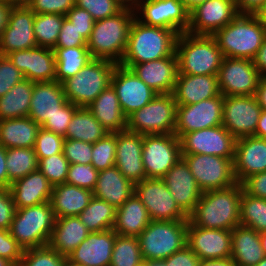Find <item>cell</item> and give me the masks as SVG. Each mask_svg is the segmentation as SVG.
<instances>
[{
  "mask_svg": "<svg viewBox=\"0 0 266 266\" xmlns=\"http://www.w3.org/2000/svg\"><path fill=\"white\" fill-rule=\"evenodd\" d=\"M2 2L11 5L12 7L27 6L30 0H1Z\"/></svg>",
  "mask_w": 266,
  "mask_h": 266,
  "instance_id": "obj_71",
  "label": "cell"
},
{
  "mask_svg": "<svg viewBox=\"0 0 266 266\" xmlns=\"http://www.w3.org/2000/svg\"><path fill=\"white\" fill-rule=\"evenodd\" d=\"M164 261L165 266H198L199 257L186 245Z\"/></svg>",
  "mask_w": 266,
  "mask_h": 266,
  "instance_id": "obj_61",
  "label": "cell"
},
{
  "mask_svg": "<svg viewBox=\"0 0 266 266\" xmlns=\"http://www.w3.org/2000/svg\"><path fill=\"white\" fill-rule=\"evenodd\" d=\"M242 185L237 183L222 190L203 192L188 220L208 229L233 230L240 225Z\"/></svg>",
  "mask_w": 266,
  "mask_h": 266,
  "instance_id": "obj_1",
  "label": "cell"
},
{
  "mask_svg": "<svg viewBox=\"0 0 266 266\" xmlns=\"http://www.w3.org/2000/svg\"><path fill=\"white\" fill-rule=\"evenodd\" d=\"M252 61L261 77H266V36Z\"/></svg>",
  "mask_w": 266,
  "mask_h": 266,
  "instance_id": "obj_63",
  "label": "cell"
},
{
  "mask_svg": "<svg viewBox=\"0 0 266 266\" xmlns=\"http://www.w3.org/2000/svg\"><path fill=\"white\" fill-rule=\"evenodd\" d=\"M137 266H146V261H143L142 263H140L139 265Z\"/></svg>",
  "mask_w": 266,
  "mask_h": 266,
  "instance_id": "obj_78",
  "label": "cell"
},
{
  "mask_svg": "<svg viewBox=\"0 0 266 266\" xmlns=\"http://www.w3.org/2000/svg\"><path fill=\"white\" fill-rule=\"evenodd\" d=\"M135 15L145 25L171 29L178 35L189 28V12L179 0H141Z\"/></svg>",
  "mask_w": 266,
  "mask_h": 266,
  "instance_id": "obj_15",
  "label": "cell"
},
{
  "mask_svg": "<svg viewBox=\"0 0 266 266\" xmlns=\"http://www.w3.org/2000/svg\"><path fill=\"white\" fill-rule=\"evenodd\" d=\"M55 219L51 202L16 209L9 231L24 250L43 247L49 244Z\"/></svg>",
  "mask_w": 266,
  "mask_h": 266,
  "instance_id": "obj_6",
  "label": "cell"
},
{
  "mask_svg": "<svg viewBox=\"0 0 266 266\" xmlns=\"http://www.w3.org/2000/svg\"><path fill=\"white\" fill-rule=\"evenodd\" d=\"M161 179L179 208L189 216L203 192L198 187L186 161L181 157Z\"/></svg>",
  "mask_w": 266,
  "mask_h": 266,
  "instance_id": "obj_24",
  "label": "cell"
},
{
  "mask_svg": "<svg viewBox=\"0 0 266 266\" xmlns=\"http://www.w3.org/2000/svg\"><path fill=\"white\" fill-rule=\"evenodd\" d=\"M135 11L123 8L119 13L96 21L87 48L92 58L119 64L124 56Z\"/></svg>",
  "mask_w": 266,
  "mask_h": 266,
  "instance_id": "obj_3",
  "label": "cell"
},
{
  "mask_svg": "<svg viewBox=\"0 0 266 266\" xmlns=\"http://www.w3.org/2000/svg\"><path fill=\"white\" fill-rule=\"evenodd\" d=\"M239 14L235 0H207L189 13L188 33L213 35Z\"/></svg>",
  "mask_w": 266,
  "mask_h": 266,
  "instance_id": "obj_20",
  "label": "cell"
},
{
  "mask_svg": "<svg viewBox=\"0 0 266 266\" xmlns=\"http://www.w3.org/2000/svg\"><path fill=\"white\" fill-rule=\"evenodd\" d=\"M240 225L259 233L266 232V199L248 195L242 190Z\"/></svg>",
  "mask_w": 266,
  "mask_h": 266,
  "instance_id": "obj_43",
  "label": "cell"
},
{
  "mask_svg": "<svg viewBox=\"0 0 266 266\" xmlns=\"http://www.w3.org/2000/svg\"><path fill=\"white\" fill-rule=\"evenodd\" d=\"M89 233L78 216L56 218L48 245L59 254L67 257L88 237Z\"/></svg>",
  "mask_w": 266,
  "mask_h": 266,
  "instance_id": "obj_35",
  "label": "cell"
},
{
  "mask_svg": "<svg viewBox=\"0 0 266 266\" xmlns=\"http://www.w3.org/2000/svg\"><path fill=\"white\" fill-rule=\"evenodd\" d=\"M134 193L154 221H188V216L179 208L167 185L159 178H146L136 183Z\"/></svg>",
  "mask_w": 266,
  "mask_h": 266,
  "instance_id": "obj_12",
  "label": "cell"
},
{
  "mask_svg": "<svg viewBox=\"0 0 266 266\" xmlns=\"http://www.w3.org/2000/svg\"><path fill=\"white\" fill-rule=\"evenodd\" d=\"M142 262L138 238L116 234L110 266H137Z\"/></svg>",
  "mask_w": 266,
  "mask_h": 266,
  "instance_id": "obj_45",
  "label": "cell"
},
{
  "mask_svg": "<svg viewBox=\"0 0 266 266\" xmlns=\"http://www.w3.org/2000/svg\"><path fill=\"white\" fill-rule=\"evenodd\" d=\"M233 165L237 183L266 171V139L256 136L236 139Z\"/></svg>",
  "mask_w": 266,
  "mask_h": 266,
  "instance_id": "obj_27",
  "label": "cell"
},
{
  "mask_svg": "<svg viewBox=\"0 0 266 266\" xmlns=\"http://www.w3.org/2000/svg\"><path fill=\"white\" fill-rule=\"evenodd\" d=\"M115 239L113 229L90 232L67 256V261L77 266H110Z\"/></svg>",
  "mask_w": 266,
  "mask_h": 266,
  "instance_id": "obj_25",
  "label": "cell"
},
{
  "mask_svg": "<svg viewBox=\"0 0 266 266\" xmlns=\"http://www.w3.org/2000/svg\"><path fill=\"white\" fill-rule=\"evenodd\" d=\"M175 54L178 74L217 75L223 53L212 35L180 33L176 40Z\"/></svg>",
  "mask_w": 266,
  "mask_h": 266,
  "instance_id": "obj_5",
  "label": "cell"
},
{
  "mask_svg": "<svg viewBox=\"0 0 266 266\" xmlns=\"http://www.w3.org/2000/svg\"><path fill=\"white\" fill-rule=\"evenodd\" d=\"M88 109L109 133L127 130V117L112 85L104 89Z\"/></svg>",
  "mask_w": 266,
  "mask_h": 266,
  "instance_id": "obj_32",
  "label": "cell"
},
{
  "mask_svg": "<svg viewBox=\"0 0 266 266\" xmlns=\"http://www.w3.org/2000/svg\"><path fill=\"white\" fill-rule=\"evenodd\" d=\"M181 154L216 155L234 160L236 138L223 126H214L184 134Z\"/></svg>",
  "mask_w": 266,
  "mask_h": 266,
  "instance_id": "obj_14",
  "label": "cell"
},
{
  "mask_svg": "<svg viewBox=\"0 0 266 266\" xmlns=\"http://www.w3.org/2000/svg\"><path fill=\"white\" fill-rule=\"evenodd\" d=\"M63 155L70 164H89L92 158V143L65 139L63 144Z\"/></svg>",
  "mask_w": 266,
  "mask_h": 266,
  "instance_id": "obj_52",
  "label": "cell"
},
{
  "mask_svg": "<svg viewBox=\"0 0 266 266\" xmlns=\"http://www.w3.org/2000/svg\"><path fill=\"white\" fill-rule=\"evenodd\" d=\"M116 210L113 205L93 196L88 206L78 215V218L89 232H101L113 229Z\"/></svg>",
  "mask_w": 266,
  "mask_h": 266,
  "instance_id": "obj_41",
  "label": "cell"
},
{
  "mask_svg": "<svg viewBox=\"0 0 266 266\" xmlns=\"http://www.w3.org/2000/svg\"><path fill=\"white\" fill-rule=\"evenodd\" d=\"M75 6V0H30L27 7L35 14L66 15Z\"/></svg>",
  "mask_w": 266,
  "mask_h": 266,
  "instance_id": "obj_55",
  "label": "cell"
},
{
  "mask_svg": "<svg viewBox=\"0 0 266 266\" xmlns=\"http://www.w3.org/2000/svg\"><path fill=\"white\" fill-rule=\"evenodd\" d=\"M75 5L87 10L95 22L113 16L123 9L116 0H75Z\"/></svg>",
  "mask_w": 266,
  "mask_h": 266,
  "instance_id": "obj_51",
  "label": "cell"
},
{
  "mask_svg": "<svg viewBox=\"0 0 266 266\" xmlns=\"http://www.w3.org/2000/svg\"><path fill=\"white\" fill-rule=\"evenodd\" d=\"M255 15L258 17V19L266 29V3L257 13H255Z\"/></svg>",
  "mask_w": 266,
  "mask_h": 266,
  "instance_id": "obj_72",
  "label": "cell"
},
{
  "mask_svg": "<svg viewBox=\"0 0 266 266\" xmlns=\"http://www.w3.org/2000/svg\"><path fill=\"white\" fill-rule=\"evenodd\" d=\"M188 221L151 220L137 237L143 261L165 260L183 249L187 241Z\"/></svg>",
  "mask_w": 266,
  "mask_h": 266,
  "instance_id": "obj_8",
  "label": "cell"
},
{
  "mask_svg": "<svg viewBox=\"0 0 266 266\" xmlns=\"http://www.w3.org/2000/svg\"><path fill=\"white\" fill-rule=\"evenodd\" d=\"M254 96L261 109L266 111V77L260 78Z\"/></svg>",
  "mask_w": 266,
  "mask_h": 266,
  "instance_id": "obj_65",
  "label": "cell"
},
{
  "mask_svg": "<svg viewBox=\"0 0 266 266\" xmlns=\"http://www.w3.org/2000/svg\"><path fill=\"white\" fill-rule=\"evenodd\" d=\"M222 113V94L191 105H177L174 134L180 139L186 133L222 125Z\"/></svg>",
  "mask_w": 266,
  "mask_h": 266,
  "instance_id": "obj_17",
  "label": "cell"
},
{
  "mask_svg": "<svg viewBox=\"0 0 266 266\" xmlns=\"http://www.w3.org/2000/svg\"><path fill=\"white\" fill-rule=\"evenodd\" d=\"M254 136L266 139V111L262 110Z\"/></svg>",
  "mask_w": 266,
  "mask_h": 266,
  "instance_id": "obj_67",
  "label": "cell"
},
{
  "mask_svg": "<svg viewBox=\"0 0 266 266\" xmlns=\"http://www.w3.org/2000/svg\"><path fill=\"white\" fill-rule=\"evenodd\" d=\"M131 69L157 94L173 93L178 76L176 54L141 64H119Z\"/></svg>",
  "mask_w": 266,
  "mask_h": 266,
  "instance_id": "obj_26",
  "label": "cell"
},
{
  "mask_svg": "<svg viewBox=\"0 0 266 266\" xmlns=\"http://www.w3.org/2000/svg\"><path fill=\"white\" fill-rule=\"evenodd\" d=\"M63 266H77V265L71 264L69 261L66 260Z\"/></svg>",
  "mask_w": 266,
  "mask_h": 266,
  "instance_id": "obj_77",
  "label": "cell"
},
{
  "mask_svg": "<svg viewBox=\"0 0 266 266\" xmlns=\"http://www.w3.org/2000/svg\"><path fill=\"white\" fill-rule=\"evenodd\" d=\"M35 13L27 6L12 7L0 35V55L37 47L33 24Z\"/></svg>",
  "mask_w": 266,
  "mask_h": 266,
  "instance_id": "obj_19",
  "label": "cell"
},
{
  "mask_svg": "<svg viewBox=\"0 0 266 266\" xmlns=\"http://www.w3.org/2000/svg\"><path fill=\"white\" fill-rule=\"evenodd\" d=\"M146 266H165L163 260L146 261Z\"/></svg>",
  "mask_w": 266,
  "mask_h": 266,
  "instance_id": "obj_73",
  "label": "cell"
},
{
  "mask_svg": "<svg viewBox=\"0 0 266 266\" xmlns=\"http://www.w3.org/2000/svg\"><path fill=\"white\" fill-rule=\"evenodd\" d=\"M172 94L177 105H191L221 93L217 75L178 74Z\"/></svg>",
  "mask_w": 266,
  "mask_h": 266,
  "instance_id": "obj_29",
  "label": "cell"
},
{
  "mask_svg": "<svg viewBox=\"0 0 266 266\" xmlns=\"http://www.w3.org/2000/svg\"><path fill=\"white\" fill-rule=\"evenodd\" d=\"M16 209L50 202L53 186L39 169L17 179L10 185Z\"/></svg>",
  "mask_w": 266,
  "mask_h": 266,
  "instance_id": "obj_30",
  "label": "cell"
},
{
  "mask_svg": "<svg viewBox=\"0 0 266 266\" xmlns=\"http://www.w3.org/2000/svg\"><path fill=\"white\" fill-rule=\"evenodd\" d=\"M67 102L62 83L34 82L29 115L40 127Z\"/></svg>",
  "mask_w": 266,
  "mask_h": 266,
  "instance_id": "obj_28",
  "label": "cell"
},
{
  "mask_svg": "<svg viewBox=\"0 0 266 266\" xmlns=\"http://www.w3.org/2000/svg\"><path fill=\"white\" fill-rule=\"evenodd\" d=\"M64 140L63 136L40 127L34 145L38 160L63 153Z\"/></svg>",
  "mask_w": 266,
  "mask_h": 266,
  "instance_id": "obj_49",
  "label": "cell"
},
{
  "mask_svg": "<svg viewBox=\"0 0 266 266\" xmlns=\"http://www.w3.org/2000/svg\"><path fill=\"white\" fill-rule=\"evenodd\" d=\"M0 188H8L6 148L0 144Z\"/></svg>",
  "mask_w": 266,
  "mask_h": 266,
  "instance_id": "obj_64",
  "label": "cell"
},
{
  "mask_svg": "<svg viewBox=\"0 0 266 266\" xmlns=\"http://www.w3.org/2000/svg\"><path fill=\"white\" fill-rule=\"evenodd\" d=\"M241 185L248 195L266 199V171L248 176Z\"/></svg>",
  "mask_w": 266,
  "mask_h": 266,
  "instance_id": "obj_60",
  "label": "cell"
},
{
  "mask_svg": "<svg viewBox=\"0 0 266 266\" xmlns=\"http://www.w3.org/2000/svg\"><path fill=\"white\" fill-rule=\"evenodd\" d=\"M261 78L251 59L224 57L217 74L223 96H254Z\"/></svg>",
  "mask_w": 266,
  "mask_h": 266,
  "instance_id": "obj_13",
  "label": "cell"
},
{
  "mask_svg": "<svg viewBox=\"0 0 266 266\" xmlns=\"http://www.w3.org/2000/svg\"><path fill=\"white\" fill-rule=\"evenodd\" d=\"M70 163L63 153L39 159L38 169L47 178L52 186L66 183Z\"/></svg>",
  "mask_w": 266,
  "mask_h": 266,
  "instance_id": "obj_48",
  "label": "cell"
},
{
  "mask_svg": "<svg viewBox=\"0 0 266 266\" xmlns=\"http://www.w3.org/2000/svg\"><path fill=\"white\" fill-rule=\"evenodd\" d=\"M78 108L79 107H77L76 105L67 101L58 110V112L54 114L51 118H48L47 121L41 127L51 132H54L55 134L65 137L67 129H68V125L75 111Z\"/></svg>",
  "mask_w": 266,
  "mask_h": 266,
  "instance_id": "obj_53",
  "label": "cell"
},
{
  "mask_svg": "<svg viewBox=\"0 0 266 266\" xmlns=\"http://www.w3.org/2000/svg\"><path fill=\"white\" fill-rule=\"evenodd\" d=\"M78 46H87V41L74 25L65 18L55 47L69 48Z\"/></svg>",
  "mask_w": 266,
  "mask_h": 266,
  "instance_id": "obj_58",
  "label": "cell"
},
{
  "mask_svg": "<svg viewBox=\"0 0 266 266\" xmlns=\"http://www.w3.org/2000/svg\"><path fill=\"white\" fill-rule=\"evenodd\" d=\"M181 157L180 139L175 134L143 135L142 161L146 178L161 179Z\"/></svg>",
  "mask_w": 266,
  "mask_h": 266,
  "instance_id": "obj_11",
  "label": "cell"
},
{
  "mask_svg": "<svg viewBox=\"0 0 266 266\" xmlns=\"http://www.w3.org/2000/svg\"><path fill=\"white\" fill-rule=\"evenodd\" d=\"M266 3V0H235L237 10L240 14H255Z\"/></svg>",
  "mask_w": 266,
  "mask_h": 266,
  "instance_id": "obj_62",
  "label": "cell"
},
{
  "mask_svg": "<svg viewBox=\"0 0 266 266\" xmlns=\"http://www.w3.org/2000/svg\"><path fill=\"white\" fill-rule=\"evenodd\" d=\"M16 212L9 188H0V229L9 230Z\"/></svg>",
  "mask_w": 266,
  "mask_h": 266,
  "instance_id": "obj_59",
  "label": "cell"
},
{
  "mask_svg": "<svg viewBox=\"0 0 266 266\" xmlns=\"http://www.w3.org/2000/svg\"><path fill=\"white\" fill-rule=\"evenodd\" d=\"M117 63L93 58L74 77L62 85L67 101L77 107H88L99 94L111 85V77Z\"/></svg>",
  "mask_w": 266,
  "mask_h": 266,
  "instance_id": "obj_7",
  "label": "cell"
},
{
  "mask_svg": "<svg viewBox=\"0 0 266 266\" xmlns=\"http://www.w3.org/2000/svg\"><path fill=\"white\" fill-rule=\"evenodd\" d=\"M67 257L49 245L24 250L18 266H63Z\"/></svg>",
  "mask_w": 266,
  "mask_h": 266,
  "instance_id": "obj_47",
  "label": "cell"
},
{
  "mask_svg": "<svg viewBox=\"0 0 266 266\" xmlns=\"http://www.w3.org/2000/svg\"><path fill=\"white\" fill-rule=\"evenodd\" d=\"M34 82L24 79L0 97V120L28 117Z\"/></svg>",
  "mask_w": 266,
  "mask_h": 266,
  "instance_id": "obj_38",
  "label": "cell"
},
{
  "mask_svg": "<svg viewBox=\"0 0 266 266\" xmlns=\"http://www.w3.org/2000/svg\"><path fill=\"white\" fill-rule=\"evenodd\" d=\"M142 148V134L128 130L116 132L115 166L134 185L146 179Z\"/></svg>",
  "mask_w": 266,
  "mask_h": 266,
  "instance_id": "obj_23",
  "label": "cell"
},
{
  "mask_svg": "<svg viewBox=\"0 0 266 266\" xmlns=\"http://www.w3.org/2000/svg\"><path fill=\"white\" fill-rule=\"evenodd\" d=\"M123 8L134 10L139 6L141 0H116Z\"/></svg>",
  "mask_w": 266,
  "mask_h": 266,
  "instance_id": "obj_70",
  "label": "cell"
},
{
  "mask_svg": "<svg viewBox=\"0 0 266 266\" xmlns=\"http://www.w3.org/2000/svg\"><path fill=\"white\" fill-rule=\"evenodd\" d=\"M0 266H15L10 260L0 257Z\"/></svg>",
  "mask_w": 266,
  "mask_h": 266,
  "instance_id": "obj_75",
  "label": "cell"
},
{
  "mask_svg": "<svg viewBox=\"0 0 266 266\" xmlns=\"http://www.w3.org/2000/svg\"><path fill=\"white\" fill-rule=\"evenodd\" d=\"M261 111L255 96H223L222 125L236 139L254 136Z\"/></svg>",
  "mask_w": 266,
  "mask_h": 266,
  "instance_id": "obj_16",
  "label": "cell"
},
{
  "mask_svg": "<svg viewBox=\"0 0 266 266\" xmlns=\"http://www.w3.org/2000/svg\"><path fill=\"white\" fill-rule=\"evenodd\" d=\"M150 221L146 207L134 193L117 208L113 230L122 236L138 237Z\"/></svg>",
  "mask_w": 266,
  "mask_h": 266,
  "instance_id": "obj_36",
  "label": "cell"
},
{
  "mask_svg": "<svg viewBox=\"0 0 266 266\" xmlns=\"http://www.w3.org/2000/svg\"><path fill=\"white\" fill-rule=\"evenodd\" d=\"M260 240H261L264 254L266 256V232L260 233Z\"/></svg>",
  "mask_w": 266,
  "mask_h": 266,
  "instance_id": "obj_74",
  "label": "cell"
},
{
  "mask_svg": "<svg viewBox=\"0 0 266 266\" xmlns=\"http://www.w3.org/2000/svg\"><path fill=\"white\" fill-rule=\"evenodd\" d=\"M24 249L11 236L9 230L0 229V257L10 260L18 266L23 257Z\"/></svg>",
  "mask_w": 266,
  "mask_h": 266,
  "instance_id": "obj_56",
  "label": "cell"
},
{
  "mask_svg": "<svg viewBox=\"0 0 266 266\" xmlns=\"http://www.w3.org/2000/svg\"><path fill=\"white\" fill-rule=\"evenodd\" d=\"M24 79L23 73L11 60L7 56L0 55V97L4 96L15 84Z\"/></svg>",
  "mask_w": 266,
  "mask_h": 266,
  "instance_id": "obj_54",
  "label": "cell"
},
{
  "mask_svg": "<svg viewBox=\"0 0 266 266\" xmlns=\"http://www.w3.org/2000/svg\"><path fill=\"white\" fill-rule=\"evenodd\" d=\"M190 13L197 6L205 3L207 0H179Z\"/></svg>",
  "mask_w": 266,
  "mask_h": 266,
  "instance_id": "obj_69",
  "label": "cell"
},
{
  "mask_svg": "<svg viewBox=\"0 0 266 266\" xmlns=\"http://www.w3.org/2000/svg\"><path fill=\"white\" fill-rule=\"evenodd\" d=\"M231 259L235 266H256L264 257L260 233L242 225L232 230Z\"/></svg>",
  "mask_w": 266,
  "mask_h": 266,
  "instance_id": "obj_33",
  "label": "cell"
},
{
  "mask_svg": "<svg viewBox=\"0 0 266 266\" xmlns=\"http://www.w3.org/2000/svg\"><path fill=\"white\" fill-rule=\"evenodd\" d=\"M66 17L59 14H35L33 30L37 46L54 49Z\"/></svg>",
  "mask_w": 266,
  "mask_h": 266,
  "instance_id": "obj_44",
  "label": "cell"
},
{
  "mask_svg": "<svg viewBox=\"0 0 266 266\" xmlns=\"http://www.w3.org/2000/svg\"><path fill=\"white\" fill-rule=\"evenodd\" d=\"M256 266H266V256Z\"/></svg>",
  "mask_w": 266,
  "mask_h": 266,
  "instance_id": "obj_76",
  "label": "cell"
},
{
  "mask_svg": "<svg viewBox=\"0 0 266 266\" xmlns=\"http://www.w3.org/2000/svg\"><path fill=\"white\" fill-rule=\"evenodd\" d=\"M116 133H108L92 144L91 164L97 171L115 166Z\"/></svg>",
  "mask_w": 266,
  "mask_h": 266,
  "instance_id": "obj_46",
  "label": "cell"
},
{
  "mask_svg": "<svg viewBox=\"0 0 266 266\" xmlns=\"http://www.w3.org/2000/svg\"><path fill=\"white\" fill-rule=\"evenodd\" d=\"M11 8V5L6 4L0 0V35L7 25L8 15Z\"/></svg>",
  "mask_w": 266,
  "mask_h": 266,
  "instance_id": "obj_68",
  "label": "cell"
},
{
  "mask_svg": "<svg viewBox=\"0 0 266 266\" xmlns=\"http://www.w3.org/2000/svg\"><path fill=\"white\" fill-rule=\"evenodd\" d=\"M111 85L116 91L121 109L127 118L157 95L131 69L119 64L113 71Z\"/></svg>",
  "mask_w": 266,
  "mask_h": 266,
  "instance_id": "obj_18",
  "label": "cell"
},
{
  "mask_svg": "<svg viewBox=\"0 0 266 266\" xmlns=\"http://www.w3.org/2000/svg\"><path fill=\"white\" fill-rule=\"evenodd\" d=\"M232 231L194 226L188 220L186 245L202 260L231 257Z\"/></svg>",
  "mask_w": 266,
  "mask_h": 266,
  "instance_id": "obj_21",
  "label": "cell"
},
{
  "mask_svg": "<svg viewBox=\"0 0 266 266\" xmlns=\"http://www.w3.org/2000/svg\"><path fill=\"white\" fill-rule=\"evenodd\" d=\"M93 192L68 183L53 186L50 199L56 218L78 216L88 206Z\"/></svg>",
  "mask_w": 266,
  "mask_h": 266,
  "instance_id": "obj_34",
  "label": "cell"
},
{
  "mask_svg": "<svg viewBox=\"0 0 266 266\" xmlns=\"http://www.w3.org/2000/svg\"><path fill=\"white\" fill-rule=\"evenodd\" d=\"M98 173L91 163L89 164H70L67 173L66 183L84 188L93 192Z\"/></svg>",
  "mask_w": 266,
  "mask_h": 266,
  "instance_id": "obj_50",
  "label": "cell"
},
{
  "mask_svg": "<svg viewBox=\"0 0 266 266\" xmlns=\"http://www.w3.org/2000/svg\"><path fill=\"white\" fill-rule=\"evenodd\" d=\"M108 133L88 107H79L68 125L64 138L93 144Z\"/></svg>",
  "mask_w": 266,
  "mask_h": 266,
  "instance_id": "obj_39",
  "label": "cell"
},
{
  "mask_svg": "<svg viewBox=\"0 0 266 266\" xmlns=\"http://www.w3.org/2000/svg\"><path fill=\"white\" fill-rule=\"evenodd\" d=\"M39 160L32 148H7L6 166L8 173V188L12 182L23 178L38 169Z\"/></svg>",
  "mask_w": 266,
  "mask_h": 266,
  "instance_id": "obj_42",
  "label": "cell"
},
{
  "mask_svg": "<svg viewBox=\"0 0 266 266\" xmlns=\"http://www.w3.org/2000/svg\"><path fill=\"white\" fill-rule=\"evenodd\" d=\"M177 103L172 93L157 94L127 118V130L147 134H174Z\"/></svg>",
  "mask_w": 266,
  "mask_h": 266,
  "instance_id": "obj_9",
  "label": "cell"
},
{
  "mask_svg": "<svg viewBox=\"0 0 266 266\" xmlns=\"http://www.w3.org/2000/svg\"><path fill=\"white\" fill-rule=\"evenodd\" d=\"M56 59L55 80L63 83L66 79L74 77L93 58L87 46L54 49Z\"/></svg>",
  "mask_w": 266,
  "mask_h": 266,
  "instance_id": "obj_40",
  "label": "cell"
},
{
  "mask_svg": "<svg viewBox=\"0 0 266 266\" xmlns=\"http://www.w3.org/2000/svg\"><path fill=\"white\" fill-rule=\"evenodd\" d=\"M202 192L237 184L233 161L216 155L181 154Z\"/></svg>",
  "mask_w": 266,
  "mask_h": 266,
  "instance_id": "obj_10",
  "label": "cell"
},
{
  "mask_svg": "<svg viewBox=\"0 0 266 266\" xmlns=\"http://www.w3.org/2000/svg\"><path fill=\"white\" fill-rule=\"evenodd\" d=\"M40 126L30 117L0 120V144L7 148H32Z\"/></svg>",
  "mask_w": 266,
  "mask_h": 266,
  "instance_id": "obj_37",
  "label": "cell"
},
{
  "mask_svg": "<svg viewBox=\"0 0 266 266\" xmlns=\"http://www.w3.org/2000/svg\"><path fill=\"white\" fill-rule=\"evenodd\" d=\"M32 82L55 81L56 59L53 49L34 47L27 50L12 51L6 55Z\"/></svg>",
  "mask_w": 266,
  "mask_h": 266,
  "instance_id": "obj_22",
  "label": "cell"
},
{
  "mask_svg": "<svg viewBox=\"0 0 266 266\" xmlns=\"http://www.w3.org/2000/svg\"><path fill=\"white\" fill-rule=\"evenodd\" d=\"M134 187L135 185L113 166L99 171L93 196L117 209L134 194Z\"/></svg>",
  "mask_w": 266,
  "mask_h": 266,
  "instance_id": "obj_31",
  "label": "cell"
},
{
  "mask_svg": "<svg viewBox=\"0 0 266 266\" xmlns=\"http://www.w3.org/2000/svg\"><path fill=\"white\" fill-rule=\"evenodd\" d=\"M198 266H235V263L231 257L210 260L200 259Z\"/></svg>",
  "mask_w": 266,
  "mask_h": 266,
  "instance_id": "obj_66",
  "label": "cell"
},
{
  "mask_svg": "<svg viewBox=\"0 0 266 266\" xmlns=\"http://www.w3.org/2000/svg\"><path fill=\"white\" fill-rule=\"evenodd\" d=\"M224 57L253 59L261 47L266 29L255 14H238L213 35Z\"/></svg>",
  "mask_w": 266,
  "mask_h": 266,
  "instance_id": "obj_4",
  "label": "cell"
},
{
  "mask_svg": "<svg viewBox=\"0 0 266 266\" xmlns=\"http://www.w3.org/2000/svg\"><path fill=\"white\" fill-rule=\"evenodd\" d=\"M74 27L81 33V36L88 41L94 26L92 15L85 9L76 5L65 15Z\"/></svg>",
  "mask_w": 266,
  "mask_h": 266,
  "instance_id": "obj_57",
  "label": "cell"
},
{
  "mask_svg": "<svg viewBox=\"0 0 266 266\" xmlns=\"http://www.w3.org/2000/svg\"><path fill=\"white\" fill-rule=\"evenodd\" d=\"M177 37L174 30L145 25L135 17L124 56L119 64H141L173 56Z\"/></svg>",
  "mask_w": 266,
  "mask_h": 266,
  "instance_id": "obj_2",
  "label": "cell"
}]
</instances>
